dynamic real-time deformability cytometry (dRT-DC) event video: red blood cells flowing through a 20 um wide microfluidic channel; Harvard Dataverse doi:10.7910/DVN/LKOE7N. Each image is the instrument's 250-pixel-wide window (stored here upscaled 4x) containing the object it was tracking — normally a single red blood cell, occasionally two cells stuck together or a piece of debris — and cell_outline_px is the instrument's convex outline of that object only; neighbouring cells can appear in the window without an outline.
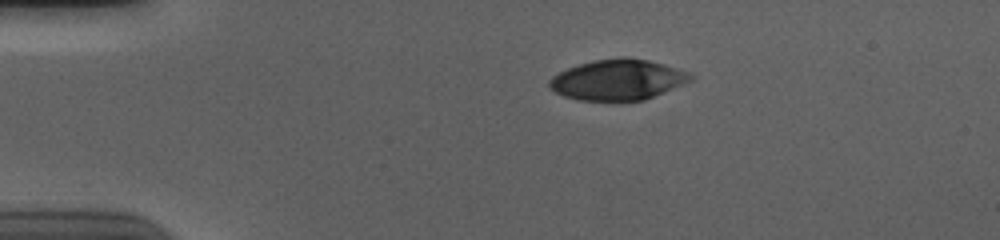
{"species": "human", "species_latin": "Homo sapiens", "temperature_condition": "cold", "stored_images_in_passage": 45, "camera_frame_rate_fps": 3000, "um_per_image_px": 0.085, "donor": {"sex": "male"}, "frame": {"image": 1, "passage_image": 1, "time_ms": 0.0, "image_size_px": [1000, 240], "cell_outline_px": [[696, 76], [692, 80], [684, 84], [644, 100], [576, 100], [564, 96], [548, 88], [548, 80], [552, 76], [568, 68], [592, 60], [620, 56], [628, 56], [648, 60], [664, 64], [692, 72]], "centroid_in_image_um": [52.54, 6.76], "position_along_channel_um": 32.5, "area_um2": 33.76}}
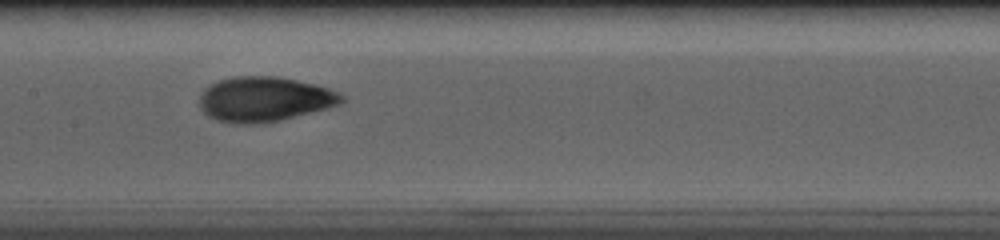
{"frame": {"image": 2, "passage_image": 18, "time_ms": 5.667, "image_size_px": [1000, 240], "cell_outline_px": [[344, 100], [340, 104], [328, 108], [280, 120], [260, 124], [232, 124], [216, 120], [208, 116], [200, 108], [200, 96], [204, 88], [220, 80], [236, 76], [276, 76], [296, 80], [328, 88], [340, 92], [344, 96]], "centroid_in_image_um": [22.47, 8.44], "position_along_channel_um": 184.9, "area_um2": 37.22}}
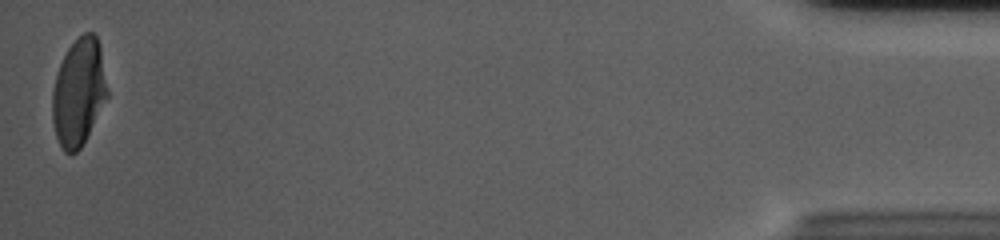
{"frame": {"image": 3, "passage_image": 45, "time_ms": 14.667, "image_size_px": [1000, 240], "cell_outline_px": [[108, 96], [80, 148], [76, 152], [64, 152], [56, 136], [52, 120], [52, 88], [60, 64], [68, 48], [84, 32], [92, 32], [96, 36], [100, 44], [108, 92]], "centroid_in_image_um": [6.68, 7.81], "position_along_channel_um": 428.5, "area_um2": 34.04}, "authors_computed_cell_mechanics": {"area_um2": 35.547, "velocity_mm_per_s": 3.7044, "shape_relaxation_time_tau1_ms": 4.6698, "shape_relaxation_time_tau2_ms": 1.0791, "deformation_change_tau1": 0.1914, "deformation_change_tau2": 0.0578}}